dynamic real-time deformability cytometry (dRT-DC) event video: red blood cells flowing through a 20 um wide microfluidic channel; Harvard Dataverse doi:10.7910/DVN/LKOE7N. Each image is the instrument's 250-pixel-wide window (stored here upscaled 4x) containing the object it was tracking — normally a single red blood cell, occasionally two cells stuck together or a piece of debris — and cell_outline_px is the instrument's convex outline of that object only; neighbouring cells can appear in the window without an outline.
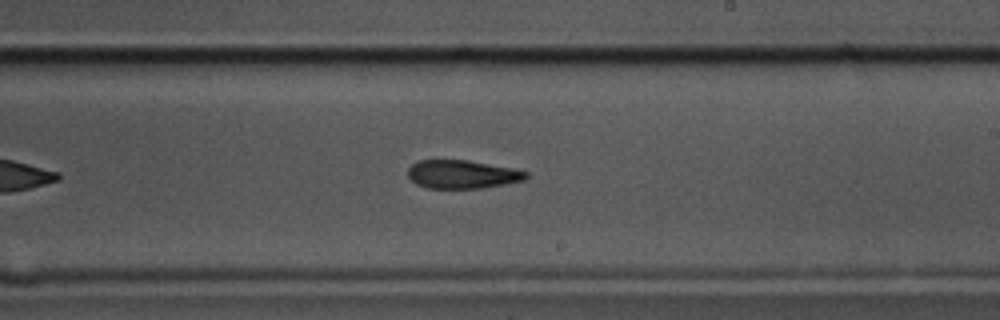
{"species": "common noctule bat (a hibernating species)", "species_latin": "Nyctalus noctula", "temperature_condition": "cold", "stored_images_in_passage": 40, "camera_frame_rate_fps": 3000, "um_per_image_px": 0.085, "animal": {"sex": "male", "body_mass_g": 17.5, "forearm_length_mm": 52.3}, "frame": {"image": 1, "passage_image": 19, "time_ms": 6.0, "image_size_px": [1000, 320], "cell_outline_px": [[528, 176], [524, 180], [504, 184], [480, 188], [428, 188], [416, 184], [408, 176], [408, 168], [412, 164], [420, 160], [464, 160], [512, 168], [528, 172]], "centroid_in_image_um": [39.27, 14.82], "position_along_channel_um": 249.7, "area_um2": 19.31}}
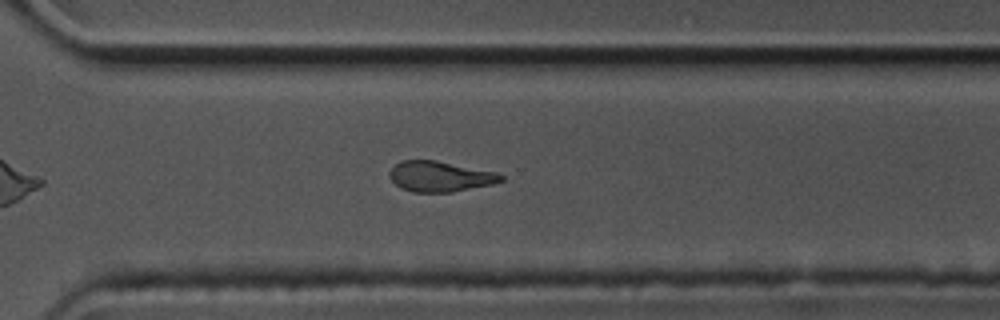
{"frame": {"image": 2, "passage_image": 26, "time_ms": 8.333, "image_size_px": [1000, 320], "cell_outline_px": [[504, 180], [492, 184], [452, 192], [412, 192], [400, 188], [388, 176], [388, 172], [400, 160], [436, 160], [496, 172], [504, 176]], "centroid_in_image_um": [37.38, 15.0], "position_along_channel_um": 333.2, "area_um2": 19.83}}
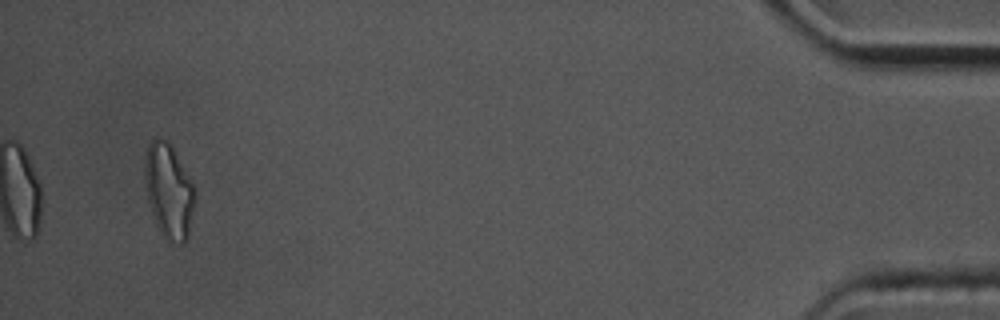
{"frame": {"image": 3, "passage_image": 40, "time_ms": 13.0, "image_size_px": [1000, 320], "cell_outline_px": [[192, 208], [188, 236], [184, 244], [172, 244], [160, 232], [156, 224], [148, 200], [144, 176], [144, 160], [148, 144], [156, 136], [168, 140], [188, 176], [192, 184]], "centroid_in_image_um": [14.29, 16.22], "position_along_channel_um": 420.9, "area_um2": 26.93}, "authors_computed_cell_mechanics": {"area_um2": 20.808, "velocity_mm_per_s": 3.5752, "shape_relaxation_time_tau1_ms": 5.2294, "shape_relaxation_time_tau2_ms": 5.0455, "deformation_change_tau1": 0.172, "deformation_change_tau2": 0.1286}}